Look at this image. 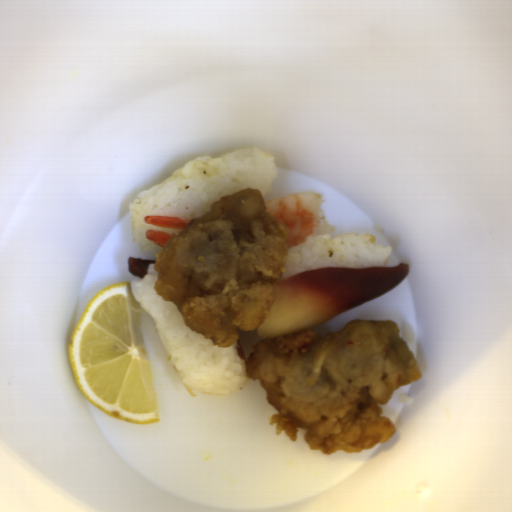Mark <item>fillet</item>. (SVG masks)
<instances>
[{
    "label": "fillet",
    "instance_id": "obj_1",
    "mask_svg": "<svg viewBox=\"0 0 512 512\" xmlns=\"http://www.w3.org/2000/svg\"><path fill=\"white\" fill-rule=\"evenodd\" d=\"M409 273L408 263L388 267H327L298 273L275 286L261 339L312 331L333 318L377 299Z\"/></svg>",
    "mask_w": 512,
    "mask_h": 512
},
{
    "label": "fillet",
    "instance_id": "obj_2",
    "mask_svg": "<svg viewBox=\"0 0 512 512\" xmlns=\"http://www.w3.org/2000/svg\"><path fill=\"white\" fill-rule=\"evenodd\" d=\"M156 259L127 258L128 273L138 279H143L149 272V265L155 266Z\"/></svg>",
    "mask_w": 512,
    "mask_h": 512
},
{
    "label": "fillet",
    "instance_id": "obj_3",
    "mask_svg": "<svg viewBox=\"0 0 512 512\" xmlns=\"http://www.w3.org/2000/svg\"><path fill=\"white\" fill-rule=\"evenodd\" d=\"M236 342H237L236 350H237L238 357L240 359H246V355L244 353V350H243V347L241 345L239 338L236 340Z\"/></svg>",
    "mask_w": 512,
    "mask_h": 512
}]
</instances>
